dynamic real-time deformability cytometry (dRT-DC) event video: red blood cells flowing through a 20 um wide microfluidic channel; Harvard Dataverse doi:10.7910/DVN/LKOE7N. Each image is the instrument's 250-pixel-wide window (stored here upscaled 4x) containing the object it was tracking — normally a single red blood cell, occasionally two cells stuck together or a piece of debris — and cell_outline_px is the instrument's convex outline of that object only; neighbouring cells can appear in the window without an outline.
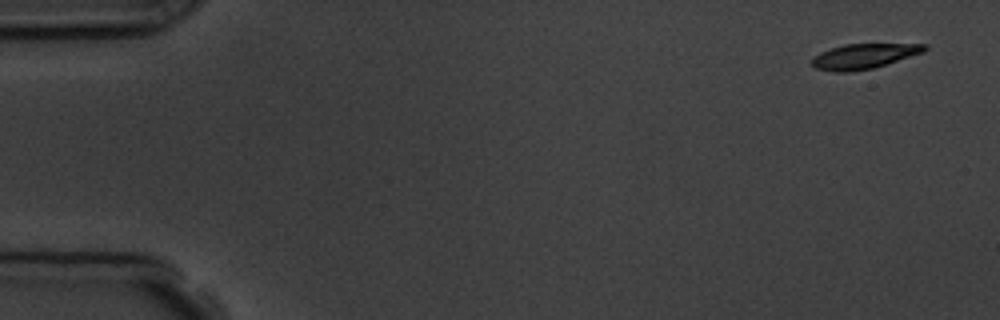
{"species": "common noctule bat (a hibernating species)", "species_latin": "Nyctalus noctula", "temperature_condition": "room temperature", "stored_images_in_passage": 4, "camera_frame_rate_fps": 3000, "um_per_image_px": 0.085, "animal": {"sex": "male", "body_mass_g": 19.5, "forearm_length_mm": 54.6}, "frame": {"image": 1, "passage_image": 1, "time_ms": 0.0, "image_size_px": [1000, 320], "cell_outline_px": [[928, 48], [924, 52], [872, 68], [848, 72], [832, 72], [816, 68], [808, 64], [820, 52], [844, 44], [928, 44]], "centroid_in_image_um": [73.4, 4.78], "position_along_channel_um": 11.6, "area_um2": 16.3}}
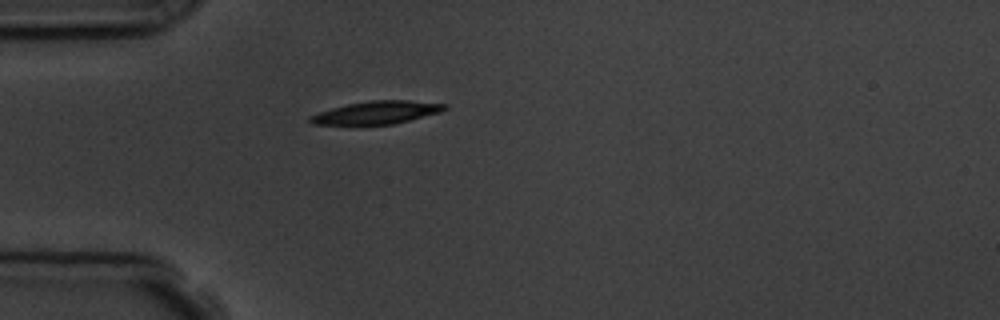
{"frame": {"image": 2, "passage_image": 4, "time_ms": 4.333, "image_size_px": [1000, 320], "cell_outline_px": [[448, 108], [440, 112], [392, 124], [312, 124], [308, 120], [308, 116], [332, 108], [348, 104], [372, 100], [408, 100], [448, 104]], "centroid_in_image_um": [32.03, 9.55], "position_along_channel_um": 53.0, "area_um2": 17.63}}